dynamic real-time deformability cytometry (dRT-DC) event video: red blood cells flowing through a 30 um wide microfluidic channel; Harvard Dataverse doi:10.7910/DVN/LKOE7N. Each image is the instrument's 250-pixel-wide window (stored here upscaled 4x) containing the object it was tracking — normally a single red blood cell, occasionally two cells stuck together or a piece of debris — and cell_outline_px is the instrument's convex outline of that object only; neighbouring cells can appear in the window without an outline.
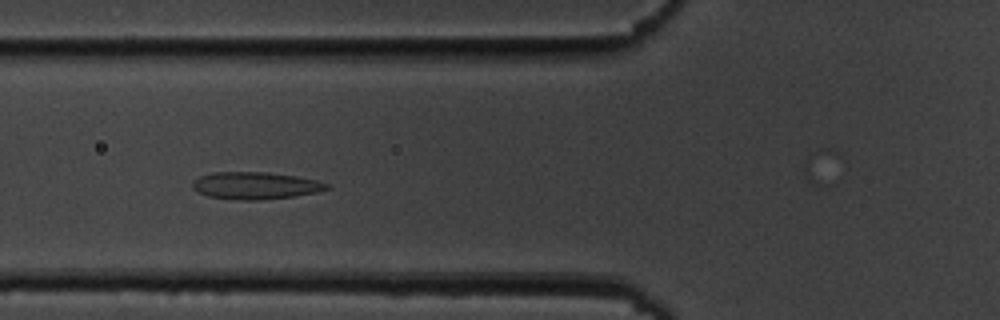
{"species": "common noctule bat (a hibernating species)", "species_latin": "Nyctalus noctula", "temperature_condition": "cold", "stored_images_in_passage": 56, "segment_of_instrument_passage": [1, 2], "camera_frame_rate_fps": 3000, "um_per_image_px": 0.085, "animal": {"sex": "male", "body_mass_g": 19.5, "forearm_length_mm": 54.6}, "frame": {"image": 1, "passage_image": 20, "time_ms": 6.333, "image_size_px": [1000, 320], "cell_outline_px": [[332, 188], [316, 192], [292, 196], [260, 200], [236, 200], [208, 196], [192, 188], [192, 180], [200, 176], [212, 172], [268, 172], [296, 176], [316, 180], [328, 184]], "centroid_in_image_um": [21.69, 15.77], "position_along_channel_um": 104.1, "area_um2": 21.27}}
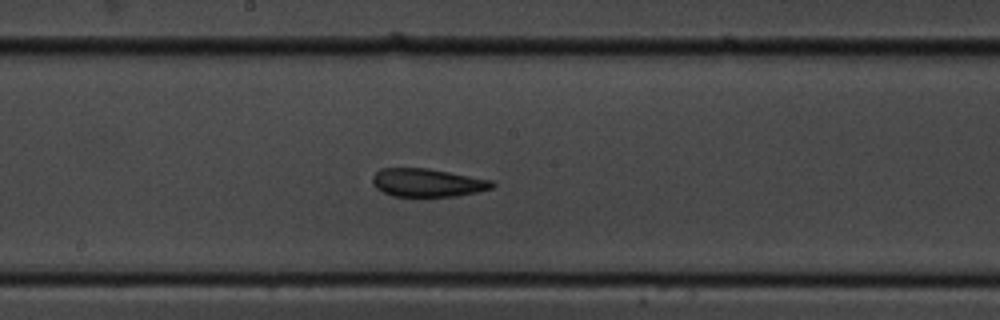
{"frame": {"image": 2, "passage_image": 29, "time_ms": 9.333, "image_size_px": [1000, 320], "cell_outline_px": [[496, 184], [492, 188], [476, 192], [456, 196], [392, 196], [376, 188], [372, 184], [372, 176], [380, 168], [428, 168], [492, 180]], "centroid_in_image_um": [36.31, 15.52], "position_along_channel_um": 211.9, "area_um2": 19.65}}
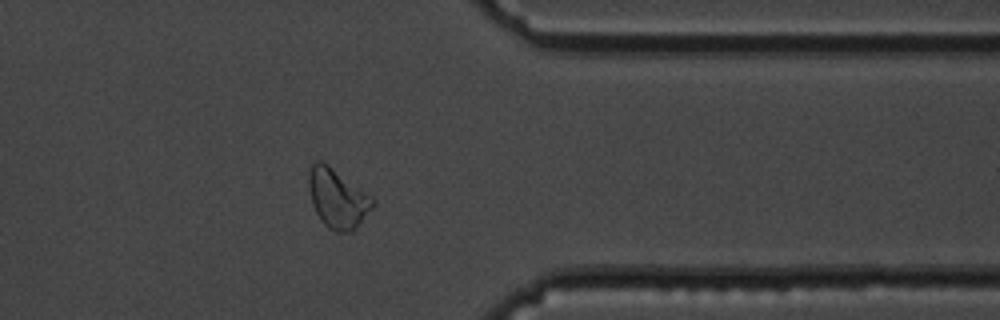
{"frame": {"image": 3, "passage_image": 44, "time_ms": 14.333, "image_size_px": [1000, 320], "cell_outline_px": [[376, 204], [352, 232], [336, 232], [328, 228], [320, 220], [312, 204], [308, 188], [308, 172], [312, 164], [316, 160], [324, 160], [372, 196], [376, 200]], "centroid_in_image_um": [28.68, 16.84], "position_along_channel_um": 382.7, "area_um2": 22.54}}